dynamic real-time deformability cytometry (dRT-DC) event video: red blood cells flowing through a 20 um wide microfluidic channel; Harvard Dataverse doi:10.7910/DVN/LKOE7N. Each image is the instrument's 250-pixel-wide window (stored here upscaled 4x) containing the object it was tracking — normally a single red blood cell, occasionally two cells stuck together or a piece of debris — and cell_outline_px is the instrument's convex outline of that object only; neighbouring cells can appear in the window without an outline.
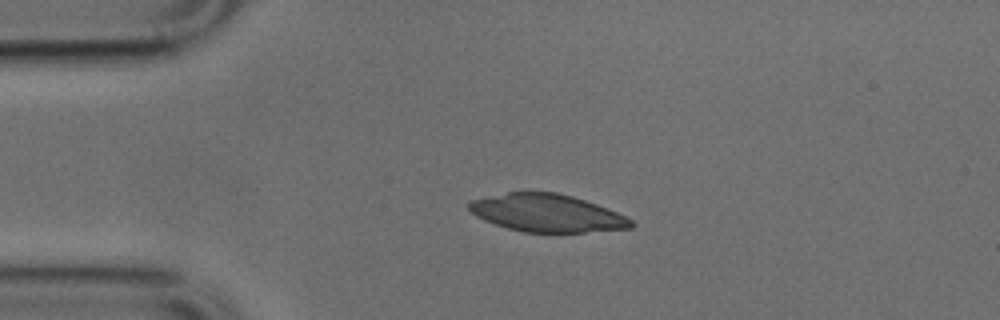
{"species": "common noctule bat (a hibernating species)", "species_latin": "Nyctalus noctula", "temperature_condition": "cold", "stored_images_in_passage": 40, "camera_frame_rate_fps": 3000, "um_per_image_px": 0.085, "animal": {"sex": "male", "body_mass_g": 17.9, "forearm_length_mm": 54.2}, "frame": {"image": 1, "passage_image": 1, "time_ms": 0.0, "image_size_px": [1000, 320], "cell_outline_px": [[636, 224], [632, 228], [584, 232], [524, 232], [508, 228], [484, 220], [476, 216], [468, 208], [468, 200], [508, 192], [556, 192], [572, 196], [596, 204], [616, 212], [632, 220]], "centroid_in_image_um": [46.47, 18.11], "position_along_channel_um": 38.5, "area_um2": 35.37}}